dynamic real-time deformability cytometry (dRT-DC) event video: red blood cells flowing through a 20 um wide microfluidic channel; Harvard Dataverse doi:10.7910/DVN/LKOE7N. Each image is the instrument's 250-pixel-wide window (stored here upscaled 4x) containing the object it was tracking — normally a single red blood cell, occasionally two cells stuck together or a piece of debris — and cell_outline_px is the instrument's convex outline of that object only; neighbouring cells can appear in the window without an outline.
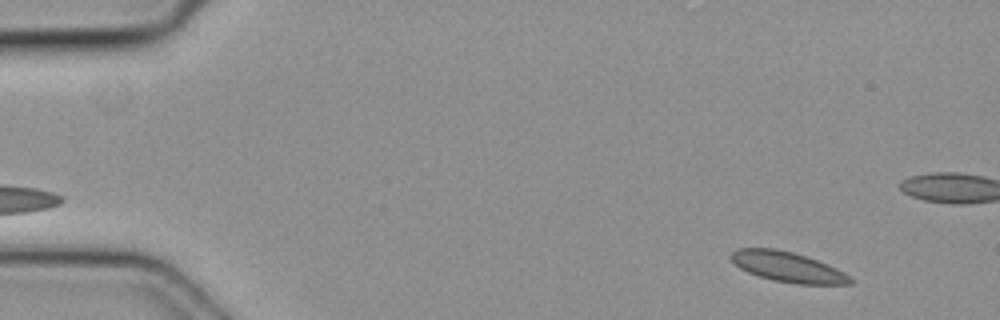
{"species": "common noctule bat (a hibernating species)", "species_latin": "Nyctalus noctula", "temperature_condition": "cold", "stored_images_in_passage": 16, "camera_frame_rate_fps": 3000, "um_per_image_px": 0.085, "animal": {"sex": "female", "body_mass_g": 19.3, "forearm_length_mm": 54.1}, "frame": {"image": 1, "passage_image": 4, "time_ms": 1.0, "image_size_px": [1000, 320], "cell_outline_px": [[856, 280], [852, 284], [796, 284], [772, 280], [748, 272], [740, 268], [728, 256], [736, 248], [776, 248], [792, 252], [828, 264], [844, 272]], "centroid_in_image_um": [66.97, 22.69], "position_along_channel_um": 18.0, "area_um2": 20.98}}